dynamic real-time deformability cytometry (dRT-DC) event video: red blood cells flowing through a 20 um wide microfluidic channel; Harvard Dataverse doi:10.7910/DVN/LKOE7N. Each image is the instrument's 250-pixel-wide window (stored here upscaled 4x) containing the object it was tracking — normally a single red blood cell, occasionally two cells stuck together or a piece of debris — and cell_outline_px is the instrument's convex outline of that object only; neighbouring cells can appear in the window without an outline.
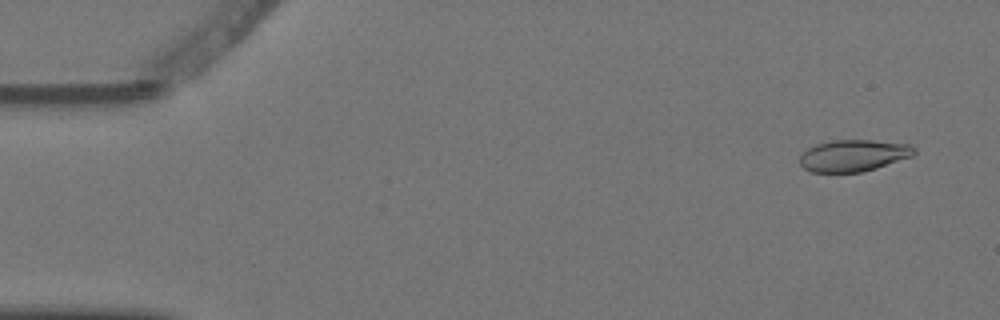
{"species": "Egyptian fruit bat (a non-hibernating species)", "species_latin": "Rousettus aegyptiacus", "temperature_condition": "warm", "stored_images_in_passage": 4, "camera_frame_rate_fps": 3000, "um_per_image_px": 0.085, "animal": {"sex": "female"}, "frame": {"image": 1, "passage_image": 1, "time_ms": 0.0, "image_size_px": [1000, 320], "cell_outline_px": [[916, 152], [912, 156], [876, 168], [860, 172], [812, 172], [804, 168], [800, 164], [800, 156], [808, 148], [816, 144], [832, 140], [872, 140], [912, 144], [916, 148]], "centroid_in_image_um": [72.57, 13.21], "position_along_channel_um": 12.4, "area_um2": 21.15}}
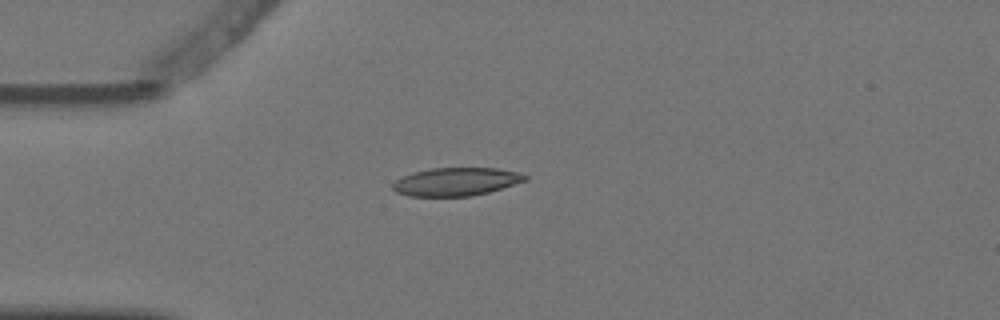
{"frame": {"image": 2, "passage_image": 4, "time_ms": 1.0, "image_size_px": [1000, 320], "cell_outline_px": [[528, 180], [488, 192], [472, 196], [408, 196], [396, 192], [392, 188], [392, 184], [396, 180], [404, 176], [416, 172], [432, 168], [496, 168], [520, 172], [528, 176]], "centroid_in_image_um": [38.8, 15.44], "position_along_channel_um": 46.2, "area_um2": 21.62}}